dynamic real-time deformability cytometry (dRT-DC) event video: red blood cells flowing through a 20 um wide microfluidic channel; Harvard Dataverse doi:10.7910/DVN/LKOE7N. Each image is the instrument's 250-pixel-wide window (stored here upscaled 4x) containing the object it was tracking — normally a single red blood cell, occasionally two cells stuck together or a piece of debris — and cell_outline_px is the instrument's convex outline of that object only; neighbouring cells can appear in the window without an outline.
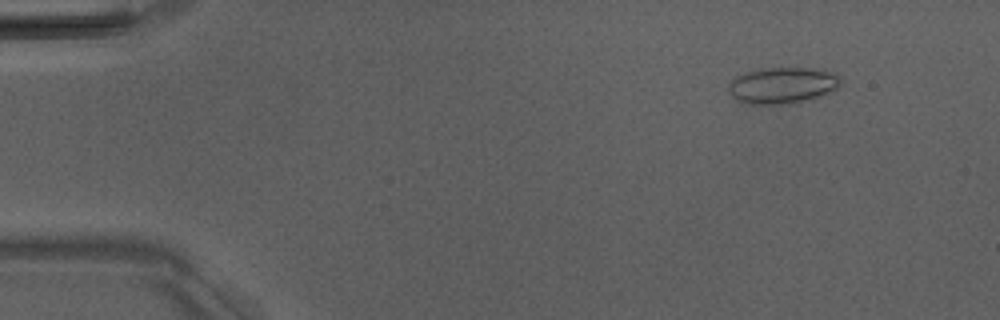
{"species": "Egyptian fruit bat (a non-hibernating species)", "species_latin": "Rousettus aegyptiacus", "temperature_condition": "room temperature", "stored_images_in_passage": 5, "camera_frame_rate_fps": 3000, "um_per_image_px": 0.085, "animal": {"sex": "male"}, "frame": {"image": 1, "passage_image": 2, "time_ms": 1.333, "image_size_px": [1000, 320], "cell_outline_px": [[840, 84], [836, 88], [828, 92], [796, 104], [744, 104], [736, 100], [728, 92], [728, 84], [736, 76], [760, 68], [808, 68], [832, 72], [840, 76]], "centroid_in_image_um": [66.45, 7.27], "position_along_channel_um": 18.5, "area_um2": 23.76}}